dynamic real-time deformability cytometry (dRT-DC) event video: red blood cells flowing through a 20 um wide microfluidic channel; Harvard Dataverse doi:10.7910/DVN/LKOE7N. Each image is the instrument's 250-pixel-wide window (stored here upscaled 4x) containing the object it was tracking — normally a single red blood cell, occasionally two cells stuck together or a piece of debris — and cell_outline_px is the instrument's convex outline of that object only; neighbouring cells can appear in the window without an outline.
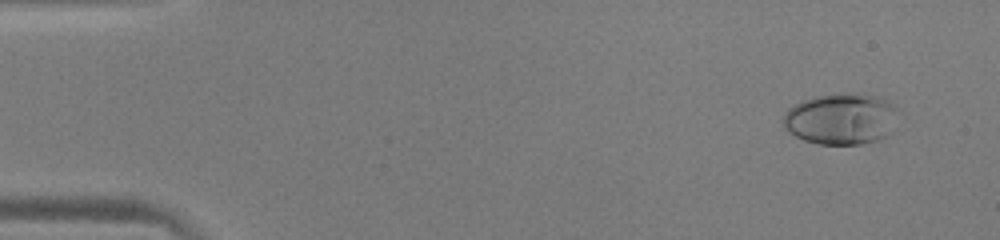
{"species": "human", "species_latin": "Homo sapiens", "temperature_condition": "warm", "stored_images_in_passage": 52, "camera_frame_rate_fps": 3000, "um_per_image_px": 0.085, "donor": {"sex": "male"}, "frame": {"image": 1, "passage_image": 4, "time_ms": 1.0, "image_size_px": [1000, 240], "cell_outline_px": [[896, 108], [884, 136], [876, 140], [860, 144], [820, 144], [804, 140], [788, 132], [784, 124], [784, 112], [788, 108], [804, 100], [816, 96], [876, 96], [884, 100]], "centroid_in_image_um": [71.36, 10.15], "position_along_channel_um": 13.6, "area_um2": 32.43}}
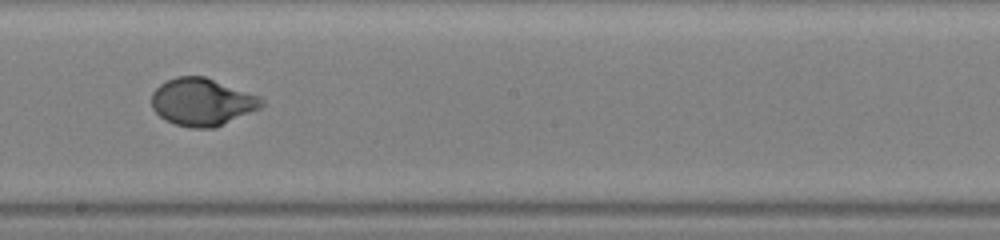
{"frame": {"image": 2, "passage_image": 30, "time_ms": 9.667, "image_size_px": [1000, 240], "cell_outline_px": [[264, 104], [260, 108], [212, 128], [192, 128], [176, 124], [164, 120], [152, 108], [152, 92], [160, 84], [176, 76], [204, 76], [260, 96], [264, 100]], "centroid_in_image_um": [17.16, 8.66], "position_along_channel_um": 231.0, "area_um2": 30.17}}
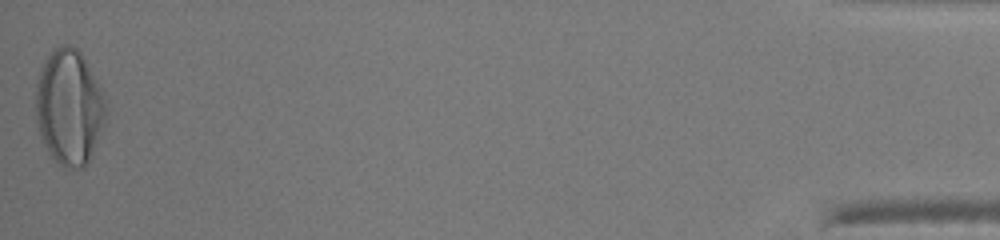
{"frame": {"image": 3, "passage_image": 52, "time_ms": 17.0, "image_size_px": [1000, 240], "cell_outline_px": [[108, 108], [104, 124], [88, 164], [84, 168], [64, 168], [48, 152], [40, 136], [36, 120], [36, 84], [40, 68], [48, 56], [56, 48], [64, 44], [72, 44], [80, 52], [100, 88], [104, 96]], "centroid_in_image_um": [5.88, 9.14], "position_along_channel_um": 429.3, "area_um2": 47.11}, "authors_computed_cell_mechanics": {"area_um2": 30.6629, "velocity_mm_per_s": 4.0049, "shape_relaxation_time_tau1_ms": 4.0634, "shape_relaxation_time_tau2_ms": null, "deformation_change_tau1": 0.2259, "deformation_change_tau2": null}}